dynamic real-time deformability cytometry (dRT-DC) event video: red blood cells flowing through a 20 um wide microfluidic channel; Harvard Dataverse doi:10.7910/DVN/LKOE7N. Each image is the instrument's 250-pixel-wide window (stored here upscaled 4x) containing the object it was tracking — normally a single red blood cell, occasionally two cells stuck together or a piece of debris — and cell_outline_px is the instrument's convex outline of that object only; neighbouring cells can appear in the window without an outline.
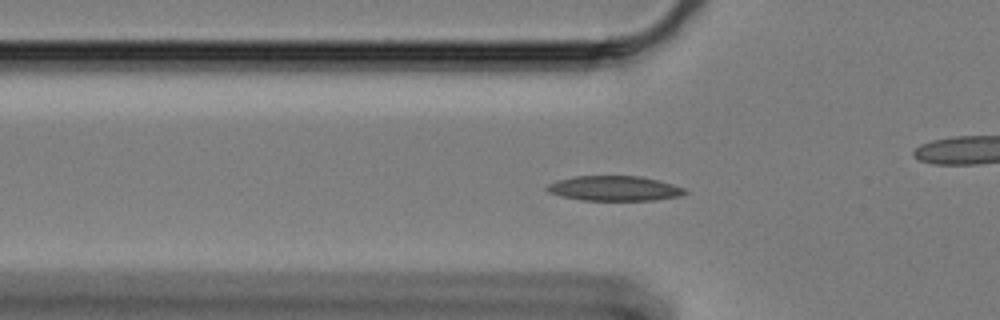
{"species": "Egyptian fruit bat (a non-hibernating species)", "species_latin": "Rousettus aegyptiacus", "temperature_condition": "cold", "stored_images_in_passage": 61, "camera_frame_rate_fps": 3000, "um_per_image_px": 0.085, "animal": {"sex": "female"}, "frame": {"image": 1, "passage_image": 20, "time_ms": 6.333, "image_size_px": [1000, 320], "cell_outline_px": [[688, 192], [680, 196], [656, 200], [580, 200], [560, 196], [548, 192], [544, 188], [548, 184], [560, 180], [576, 176], [640, 176], [672, 184], [684, 188]], "centroid_in_image_um": [52.21, 16.02], "position_along_channel_um": 73.6, "area_um2": 19.94}}
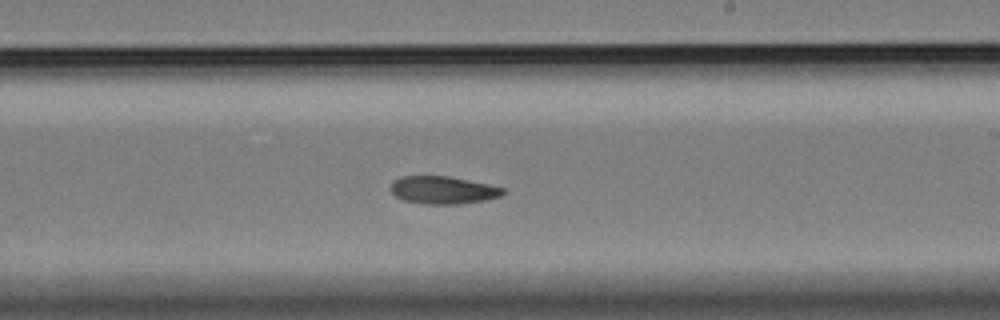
{"frame": {"image": 2, "passage_image": 36, "time_ms": 11.667, "image_size_px": [1000, 320], "cell_outline_px": [[504, 192], [500, 196], [484, 200], [460, 204], [424, 204], [404, 200], [396, 196], [388, 188], [392, 180], [400, 176], [448, 176], [488, 184], [504, 188]], "centroid_in_image_um": [37.59, 16.15], "position_along_channel_um": 251.4, "area_um2": 18.15}}
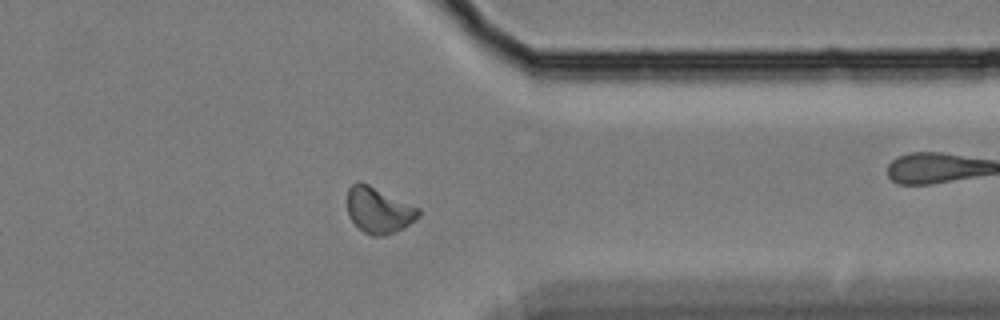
{"frame": {"image": 3, "passage_image": 48, "time_ms": 15.667, "image_size_px": [1000, 320], "cell_outline_px": [[420, 216], [404, 228], [384, 236], [372, 236], [364, 232], [348, 216], [348, 188], [356, 180], [360, 180], [420, 208]], "centroid_in_image_um": [32.19, 17.85], "position_along_channel_um": 379.2, "area_um2": 19.13}, "authors_computed_cell_mechanics": {"area_um2": 18.6694, "velocity_mm_per_s": 3.321, "shape_relaxation_time_tau1_ms": 5.9188, "shape_relaxation_time_tau2_ms": null, "deformation_change_tau1": 0.1157, "deformation_change_tau2": null}}